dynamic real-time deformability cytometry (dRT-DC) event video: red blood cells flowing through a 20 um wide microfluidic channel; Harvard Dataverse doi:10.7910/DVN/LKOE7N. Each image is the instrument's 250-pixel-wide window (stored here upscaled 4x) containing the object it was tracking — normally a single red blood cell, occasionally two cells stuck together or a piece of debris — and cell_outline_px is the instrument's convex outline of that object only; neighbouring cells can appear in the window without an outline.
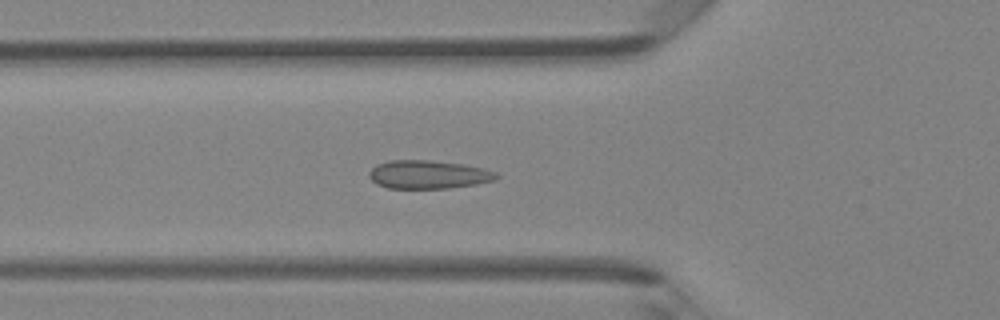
{"species": "Egyptian fruit bat (a non-hibernating species)", "species_latin": "Rousettus aegyptiacus", "temperature_condition": "room temperature", "stored_images_in_passage": 39, "camera_frame_rate_fps": 3000, "um_per_image_px": 0.085, "animal": {"sex": "female"}, "frame": {"image": 1, "passage_image": 9, "time_ms": 2.667, "image_size_px": [1000, 320], "cell_outline_px": [[500, 176], [496, 180], [476, 184], [448, 188], [388, 188], [376, 184], [368, 176], [368, 172], [376, 164], [388, 160], [432, 160], [464, 164], [484, 168], [496, 172]], "centroid_in_image_um": [36.41, 14.82], "position_along_channel_um": 89.4, "area_um2": 21.27}}
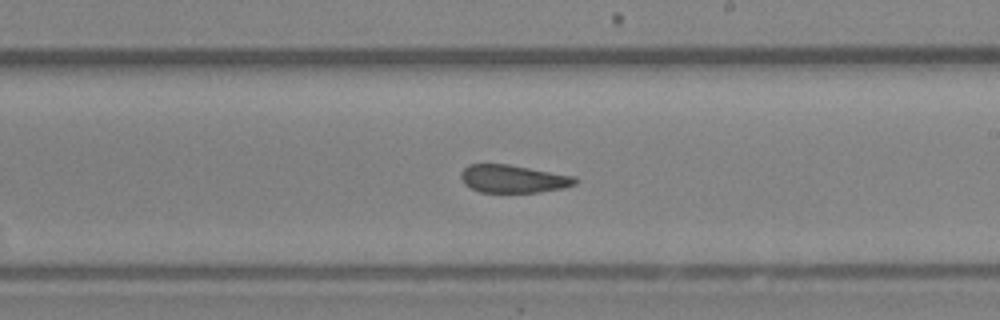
{"frame": {"image": 2, "passage_image": 20, "time_ms": 6.333, "image_size_px": [1000, 320], "cell_outline_px": [[576, 184], [564, 188], [540, 192], [480, 192], [464, 184], [460, 176], [460, 172], [468, 164], [508, 164], [576, 176]], "centroid_in_image_um": [43.62, 15.19], "position_along_channel_um": 245.4, "area_um2": 18.61}}
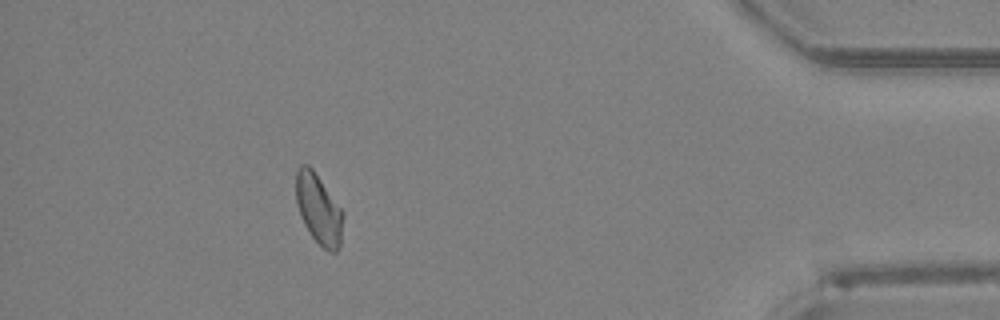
{"frame": {"image": 3, "passage_image": 35, "time_ms": 11.333, "image_size_px": [1000, 320], "cell_outline_px": [[344, 216], [340, 244], [336, 252], [328, 252], [312, 236], [304, 224], [300, 216], [296, 200], [296, 172], [300, 164], [308, 164], [312, 168], [344, 212]], "centroid_in_image_um": [27.09, 17.77], "position_along_channel_um": 408.1, "area_um2": 19.19}, "authors_computed_cell_mechanics": {"area_um2": 19.652, "velocity_mm_per_s": 4.2932, "shape_relaxation_time_tau1_ms": null, "shape_relaxation_time_tau2_ms": 1.0196, "deformation_change_tau1": null, "deformation_change_tau2": 0.0506}}